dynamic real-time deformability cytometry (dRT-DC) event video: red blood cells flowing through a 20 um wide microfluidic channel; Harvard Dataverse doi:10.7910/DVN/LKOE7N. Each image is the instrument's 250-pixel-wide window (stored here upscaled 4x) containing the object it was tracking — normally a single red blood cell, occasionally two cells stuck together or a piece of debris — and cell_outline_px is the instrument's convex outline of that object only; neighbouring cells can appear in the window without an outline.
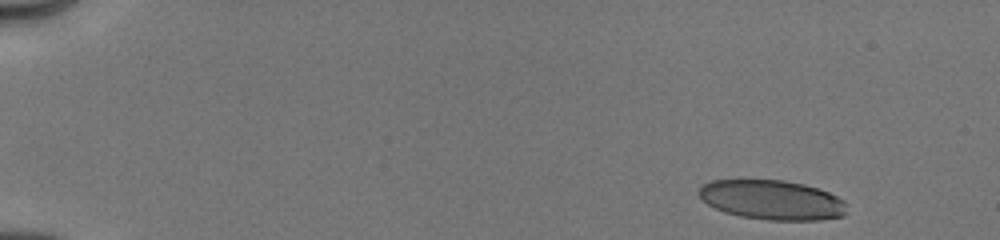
{"species": "human", "species_latin": "Homo sapiens", "temperature_condition": "cold", "stored_images_in_passage": 9, "camera_frame_rate_fps": 3000, "um_per_image_px": 0.085, "donor": {"sex": "male"}, "frame": {"image": 1, "passage_image": 1, "time_ms": 0.0, "image_size_px": [1000, 240], "cell_outline_px": [[848, 204], [844, 216], [820, 220], [768, 220], [740, 216], [724, 212], [708, 204], [696, 192], [704, 184], [712, 180], [784, 180], [804, 184], [828, 192], [844, 200]], "centroid_in_image_um": [65.65, 17.0], "position_along_channel_um": 19.4, "area_um2": 34.16}}
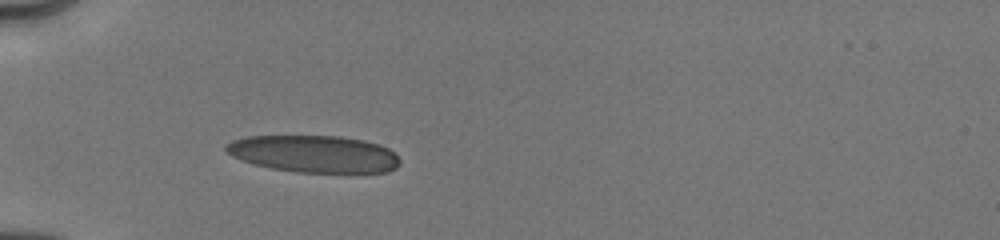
{"frame": {"image": 2, "passage_image": 6, "time_ms": 4.0, "image_size_px": [1000, 240], "cell_outline_px": [[400, 164], [396, 168], [388, 172], [296, 172], [272, 168], [256, 164], [232, 156], [224, 148], [224, 144], [232, 140], [248, 136], [340, 136], [364, 140], [380, 144], [396, 152], [400, 160]], "centroid_in_image_um": [26.73, 13.07], "position_along_channel_um": 58.3, "area_um2": 37.63}}
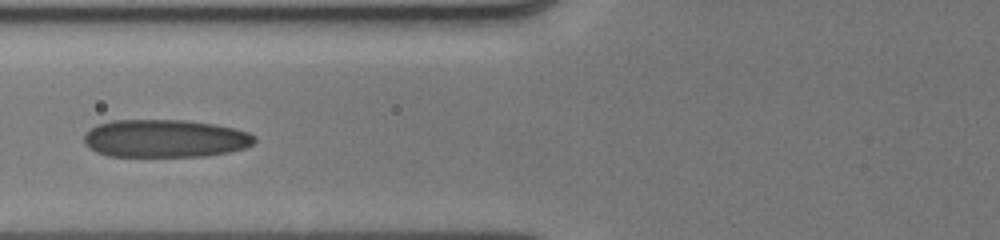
{"frame": {"image": 3, "passage_image": 8, "time_ms": 5.667, "image_size_px": [1000, 240], "cell_outline_px": [[256, 140], [252, 144], [244, 148], [228, 152], [204, 156], [108, 156], [96, 152], [88, 148], [84, 144], [84, 136], [96, 124], [112, 120], [184, 120], [216, 124], [248, 132], [256, 136]], "centroid_in_image_um": [14.01, 11.77], "position_along_channel_um": 111.8, "area_um2": 37.69}}